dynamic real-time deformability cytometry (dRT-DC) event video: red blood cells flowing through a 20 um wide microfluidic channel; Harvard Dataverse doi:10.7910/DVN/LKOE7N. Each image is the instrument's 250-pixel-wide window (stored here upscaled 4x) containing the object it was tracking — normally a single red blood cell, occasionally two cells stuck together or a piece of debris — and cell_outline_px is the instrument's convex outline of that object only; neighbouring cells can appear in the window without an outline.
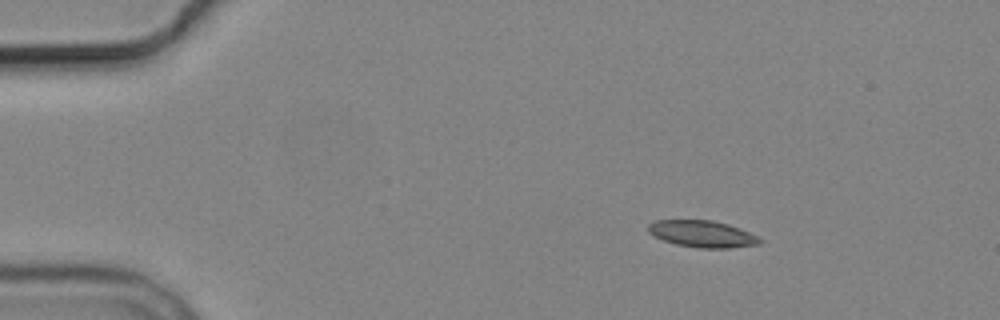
{"species": "common noctule bat (a hibernating species)", "species_latin": "Nyctalus noctula", "temperature_condition": "cold", "stored_images_in_passage": 4, "camera_frame_rate_fps": 3000, "um_per_image_px": 0.085, "animal": {"sex": "male", "body_mass_g": 19.2, "forearm_length_mm": 51.8}, "frame": {"image": 1, "passage_image": 2, "time_ms": 1.333, "image_size_px": [1000, 320], "cell_outline_px": [[764, 240], [760, 244], [732, 248], [700, 248], [676, 244], [664, 240], [648, 232], [648, 224], [656, 220], [712, 220], [728, 224], [740, 228]], "centroid_in_image_um": [59.72, 19.88], "position_along_channel_um": 25.3, "area_um2": 17.34}}